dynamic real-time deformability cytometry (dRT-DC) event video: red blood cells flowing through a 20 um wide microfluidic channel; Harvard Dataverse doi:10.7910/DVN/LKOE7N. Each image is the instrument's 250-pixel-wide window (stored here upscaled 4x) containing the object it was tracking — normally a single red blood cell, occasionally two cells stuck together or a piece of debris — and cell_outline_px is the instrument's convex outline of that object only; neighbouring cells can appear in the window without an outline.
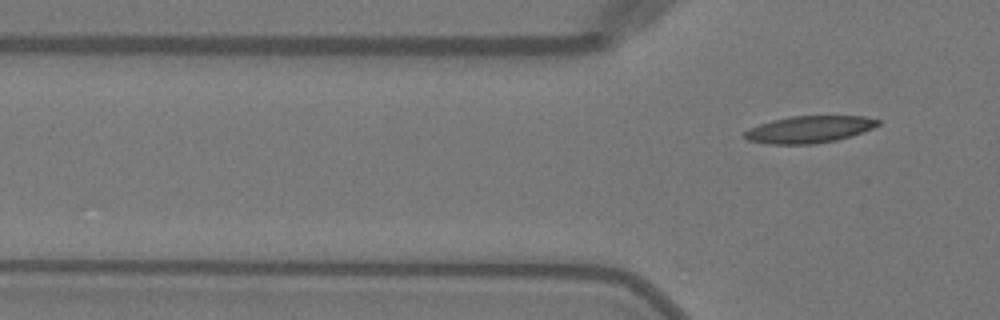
{"species": "Egyptian fruit bat (a non-hibernating species)", "species_latin": "Rousettus aegyptiacus", "temperature_condition": "warm", "stored_images_in_passage": 3, "camera_frame_rate_fps": 3000, "um_per_image_px": 0.085, "animal": {"sex": "female"}, "frame": {"image": 1, "passage_image": 3, "time_ms": 0.667, "image_size_px": [1000, 320], "cell_outline_px": [[880, 124], [872, 128], [852, 136], [836, 140], [812, 144], [768, 144], [748, 140], [740, 136], [748, 128], [772, 120], [788, 116], [864, 116], [880, 120]], "centroid_in_image_um": [68.74, 11.0], "position_along_channel_um": 57.1, "area_um2": 21.1}}